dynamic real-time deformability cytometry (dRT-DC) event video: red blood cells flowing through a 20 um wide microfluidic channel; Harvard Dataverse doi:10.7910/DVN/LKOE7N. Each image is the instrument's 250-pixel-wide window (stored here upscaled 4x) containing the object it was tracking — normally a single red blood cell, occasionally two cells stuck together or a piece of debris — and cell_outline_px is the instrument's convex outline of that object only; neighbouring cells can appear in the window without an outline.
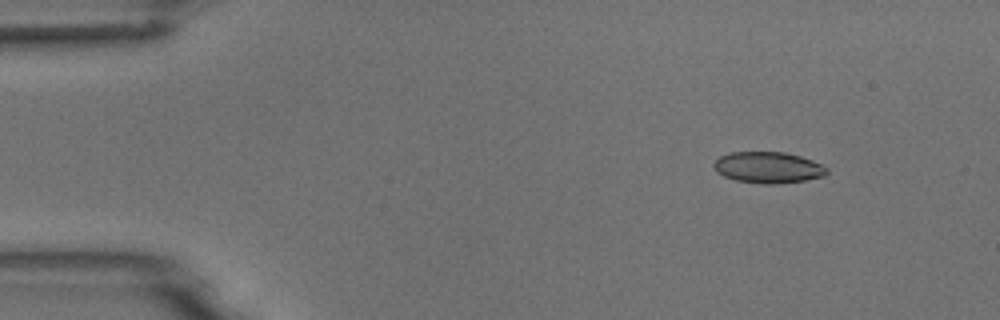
{"species": "common noctule bat (a hibernating species)", "species_latin": "Nyctalus noctula", "temperature_condition": "room temperature", "stored_images_in_passage": 4, "camera_frame_rate_fps": 3000, "um_per_image_px": 0.085, "animal": {"sex": "male", "body_mass_g": 18.8}, "frame": {"image": 1, "passage_image": 1, "time_ms": 0.0, "image_size_px": [1000, 320], "cell_outline_px": [[828, 172], [824, 176], [804, 180], [776, 184], [764, 184], [736, 180], [724, 176], [716, 172], [712, 164], [720, 156], [728, 152], [784, 152], [800, 156], [812, 160], [828, 168]], "centroid_in_image_um": [65.27, 14.23], "position_along_channel_um": 19.7, "area_um2": 20.58}}